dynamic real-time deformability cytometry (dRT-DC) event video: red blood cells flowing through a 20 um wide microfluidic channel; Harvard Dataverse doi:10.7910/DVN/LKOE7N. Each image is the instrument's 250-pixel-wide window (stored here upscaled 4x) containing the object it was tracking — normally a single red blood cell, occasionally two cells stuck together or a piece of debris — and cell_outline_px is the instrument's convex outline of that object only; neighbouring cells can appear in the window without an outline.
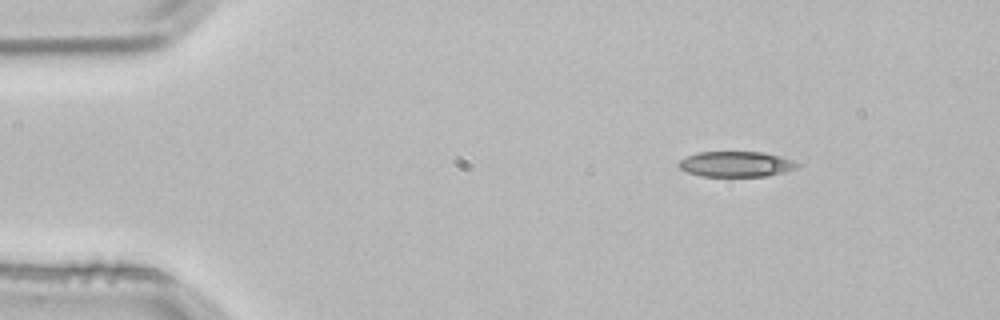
{"species": "common noctule bat (a hibernating species)", "species_latin": "Nyctalus noctula", "temperature_condition": "room temperature", "stored_images_in_passage": 2, "camera_frame_rate_fps": 3000, "um_per_image_px": 0.085, "animal": {"sex": "male", "body_mass_g": 21.5, "forearm_length_mm": 52.0}, "frame": {"image": 1, "passage_image": 1, "time_ms": 0.0, "image_size_px": [1000, 320], "cell_outline_px": [[800, 164], [796, 168], [784, 172], [768, 176], [700, 176], [688, 172], [680, 168], [676, 164], [680, 160], [688, 156], [700, 152], [764, 152], [780, 156], [792, 160]], "centroid_in_image_um": [62.57, 13.95], "position_along_channel_um": 22.4, "area_um2": 17.51}}